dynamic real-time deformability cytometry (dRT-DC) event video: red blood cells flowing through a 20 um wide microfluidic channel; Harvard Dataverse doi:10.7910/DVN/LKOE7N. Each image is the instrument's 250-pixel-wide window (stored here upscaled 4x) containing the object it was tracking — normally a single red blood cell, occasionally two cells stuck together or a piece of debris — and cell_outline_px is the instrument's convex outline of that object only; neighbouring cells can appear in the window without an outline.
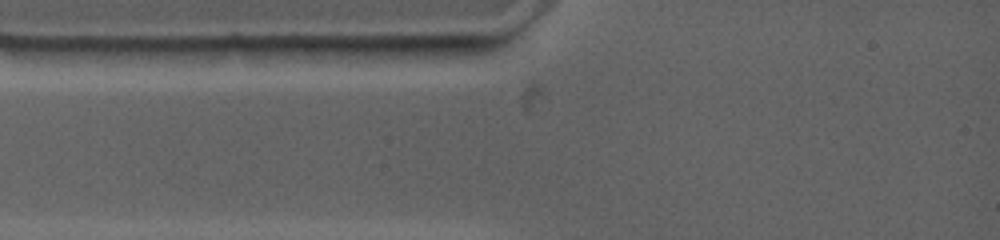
{"species": "common noctule bat (a hibernating species)", "species_latin": "Nyctalus noctula", "temperature_condition": "warm", "stored_images_in_passage": 2, "camera_frame_rate_fps": 4500, "um_per_image_px": 0.085, "animal": {"sex": "female", "body_mass_g": 19.0, "forearm_length_mm": 53.3}, "frame": {"image": 1, "passage_image": 2, "time_ms": 0.444, "image_size_px": [1000, 240], "cell_outline_px": [[448, 48], [436, 56], [356, 64], [308, 64], [288, 48], [288, 44], [448, 44]], "centroid_in_image_um": [30.88, 4.47], "position_along_channel_um": 54.1, "area_um2": 18.61}}